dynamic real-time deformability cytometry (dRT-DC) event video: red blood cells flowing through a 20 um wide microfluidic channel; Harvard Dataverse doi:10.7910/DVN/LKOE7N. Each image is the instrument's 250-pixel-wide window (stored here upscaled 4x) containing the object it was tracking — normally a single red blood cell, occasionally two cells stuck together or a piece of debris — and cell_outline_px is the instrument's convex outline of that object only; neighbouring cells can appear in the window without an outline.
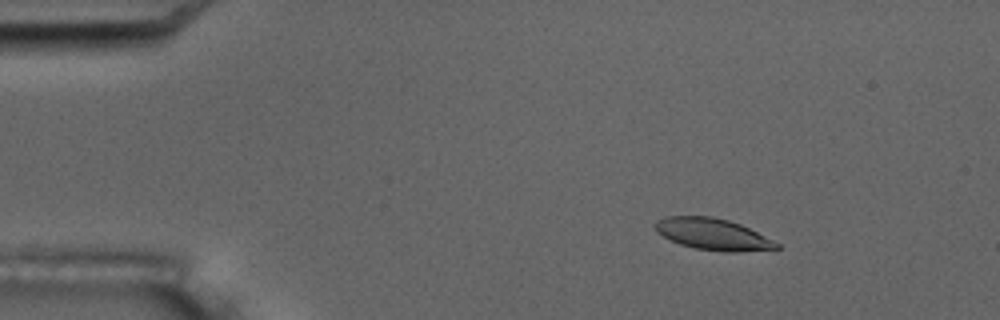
{"species": "common noctule bat (a hibernating species)", "species_latin": "Nyctalus noctula", "temperature_condition": "room temperature", "stored_images_in_passage": 10, "camera_frame_rate_fps": 3000, "um_per_image_px": 0.085, "animal": {"sex": "male", "body_mass_g": 17.5, "forearm_length_mm": 52.3}, "frame": {"image": 1, "passage_image": 2, "time_ms": 1.0, "image_size_px": [1000, 320], "cell_outline_px": [[780, 248], [736, 252], [728, 252], [696, 248], [680, 244], [656, 232], [652, 224], [656, 220], [664, 216], [712, 216], [728, 220], [740, 224], [780, 244]], "centroid_in_image_um": [60.53, 19.89], "position_along_channel_um": 24.5, "area_um2": 22.14}}